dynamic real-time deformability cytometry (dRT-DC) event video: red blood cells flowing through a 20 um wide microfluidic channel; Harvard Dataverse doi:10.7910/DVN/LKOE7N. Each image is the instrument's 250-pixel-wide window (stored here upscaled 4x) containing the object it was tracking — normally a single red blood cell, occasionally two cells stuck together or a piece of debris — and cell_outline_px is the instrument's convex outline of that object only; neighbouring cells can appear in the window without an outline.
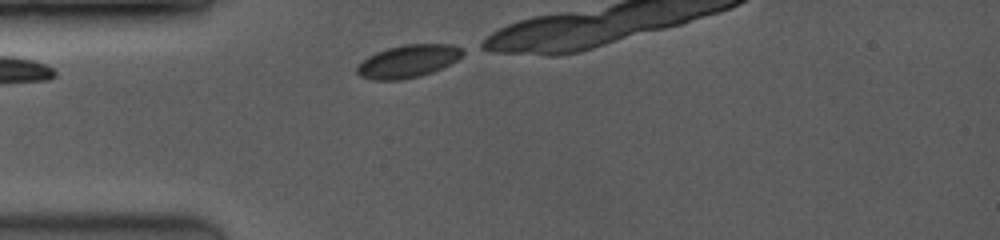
{"species": "common noctule bat (a hibernating species)", "species_latin": "Nyctalus noctula", "temperature_condition": "room temperature", "stored_images_in_passage": 32, "camera_frame_rate_fps": 3500, "um_per_image_px": 0.085, "animal": {"sex": "female", "body_mass_g": 19.0, "forearm_length_mm": 53.3}, "frame": {"image": 1, "passage_image": 1, "time_ms": 0.0, "image_size_px": [1000, 240], "cell_outline_px": [[464, 52], [456, 60], [432, 72], [420, 76], [400, 80], [372, 80], [360, 76], [356, 72], [356, 68], [368, 56], [376, 52], [388, 48], [404, 44], [452, 44], [460, 48]], "centroid_in_image_um": [34.65, 5.21], "position_along_channel_um": 50.3, "area_um2": 19.94}}
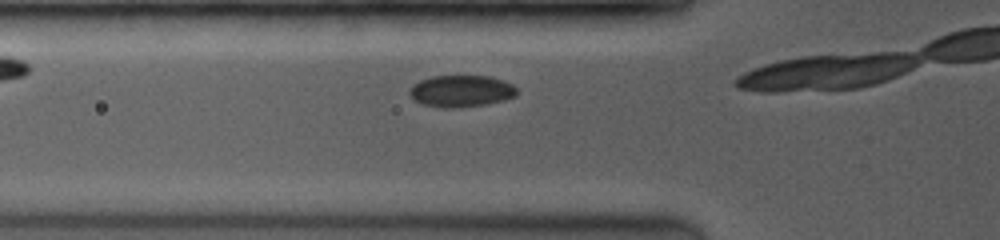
{"frame": {"image": 2, "passage_image": 5, "time_ms": 1.143, "image_size_px": [1000, 240], "cell_outline_px": [[516, 96], [504, 100], [488, 104], [460, 108], [448, 108], [424, 104], [416, 100], [408, 92], [408, 88], [412, 84], [420, 80], [432, 76], [488, 76], [504, 80], [512, 84], [516, 88]], "centroid_in_image_um": [39.21, 7.74], "position_along_channel_um": 86.6, "area_um2": 19.94}}